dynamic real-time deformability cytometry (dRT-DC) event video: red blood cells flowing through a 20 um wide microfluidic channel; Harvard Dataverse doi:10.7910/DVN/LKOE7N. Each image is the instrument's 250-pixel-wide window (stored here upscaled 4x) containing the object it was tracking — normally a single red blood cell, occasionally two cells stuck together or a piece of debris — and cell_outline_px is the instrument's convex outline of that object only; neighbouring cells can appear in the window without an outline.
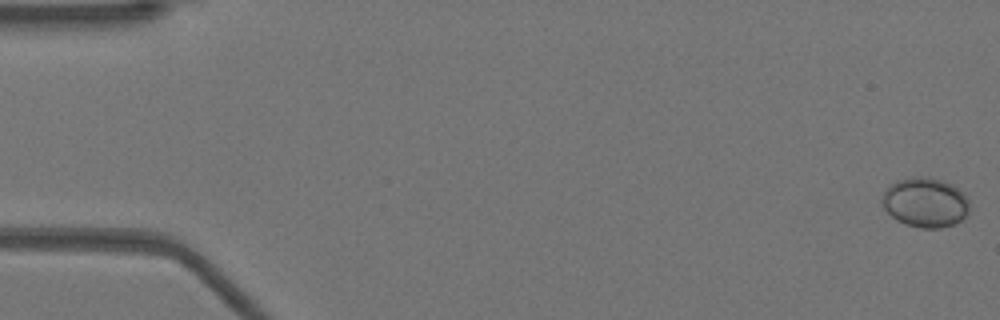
{"species": "Egyptian fruit bat (a non-hibernating species)", "species_latin": "Rousettus aegyptiacus", "temperature_condition": "warm", "stored_images_in_passage": 52, "camera_frame_rate_fps": 3000, "um_per_image_px": 0.085, "animal": {"sex": "female"}, "frame": {"image": 1, "passage_image": 1, "time_ms": 0.0, "image_size_px": [1000, 320], "cell_outline_px": [[968, 212], [956, 224], [940, 228], [920, 228], [904, 224], [896, 220], [880, 204], [880, 200], [888, 184], [896, 180], [916, 176], [928, 176], [952, 184], [964, 192], [968, 200]], "centroid_in_image_um": [78.61, 17.2], "position_along_channel_um": 6.4, "area_um2": 25.66}}
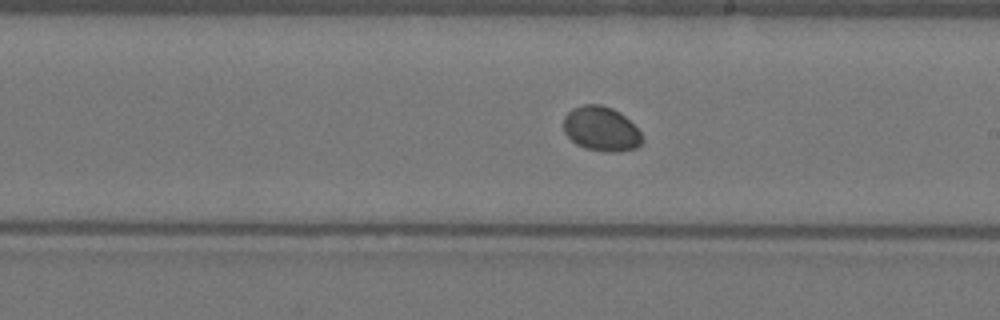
{"frame": {"image": 2, "passage_image": 30, "time_ms": 9.667, "image_size_px": [1000, 320], "cell_outline_px": [[644, 140], [636, 148], [612, 152], [608, 152], [584, 148], [576, 144], [564, 132], [564, 116], [572, 108], [584, 104], [600, 104], [612, 108], [620, 112], [640, 132]], "centroid_in_image_um": [51.08, 10.95], "position_along_channel_um": 237.9, "area_um2": 20.35}}
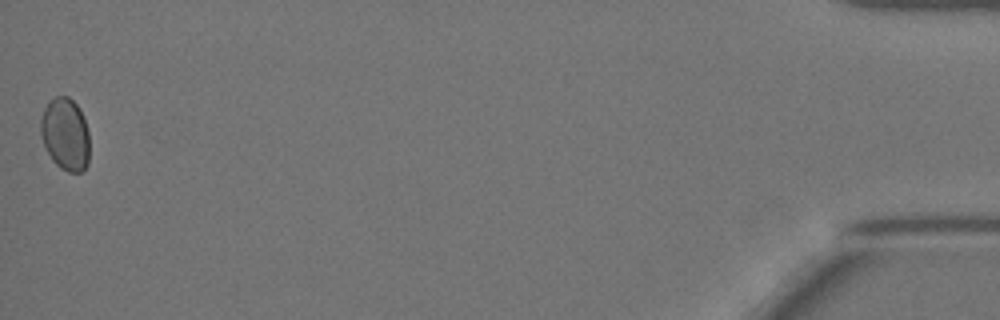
{"frame": {"image": 3, "passage_image": 52, "time_ms": 17.0, "image_size_px": [1000, 320], "cell_outline_px": [[88, 164], [80, 172], [68, 172], [60, 168], [52, 160], [40, 136], [40, 120], [44, 108], [56, 96], [68, 96], [80, 108], [84, 116], [88, 132]], "centroid_in_image_um": [5.55, 11.4], "position_along_channel_um": 429.7, "area_um2": 20.63}}